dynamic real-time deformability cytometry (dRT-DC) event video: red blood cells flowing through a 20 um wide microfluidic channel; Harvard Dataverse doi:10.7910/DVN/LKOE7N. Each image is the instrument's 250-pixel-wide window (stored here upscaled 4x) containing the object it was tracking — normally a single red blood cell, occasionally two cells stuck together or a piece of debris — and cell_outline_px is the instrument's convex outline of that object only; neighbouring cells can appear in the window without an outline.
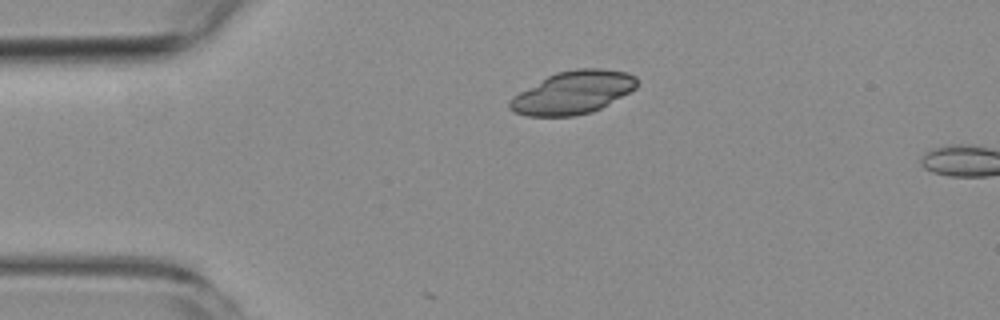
{"species": "common noctule bat (a hibernating species)", "species_latin": "Nyctalus noctula", "temperature_condition": "room temperature", "stored_images_in_passage": 2, "camera_frame_rate_fps": 3000, "um_per_image_px": 0.085, "animal": {"sex": "female", "body_mass_g": 19.3, "forearm_length_mm": 54.1}, "frame": {"image": 1, "passage_image": 1, "time_ms": 0.0, "image_size_px": [1000, 320], "cell_outline_px": [[636, 88], [600, 108], [592, 112], [576, 116], [528, 116], [516, 112], [508, 108], [508, 100], [512, 96], [548, 76], [556, 72], [576, 68], [600, 68], [628, 72], [636, 76]], "centroid_in_image_um": [48.68, 7.86], "position_along_channel_um": 36.3, "area_um2": 31.67}}